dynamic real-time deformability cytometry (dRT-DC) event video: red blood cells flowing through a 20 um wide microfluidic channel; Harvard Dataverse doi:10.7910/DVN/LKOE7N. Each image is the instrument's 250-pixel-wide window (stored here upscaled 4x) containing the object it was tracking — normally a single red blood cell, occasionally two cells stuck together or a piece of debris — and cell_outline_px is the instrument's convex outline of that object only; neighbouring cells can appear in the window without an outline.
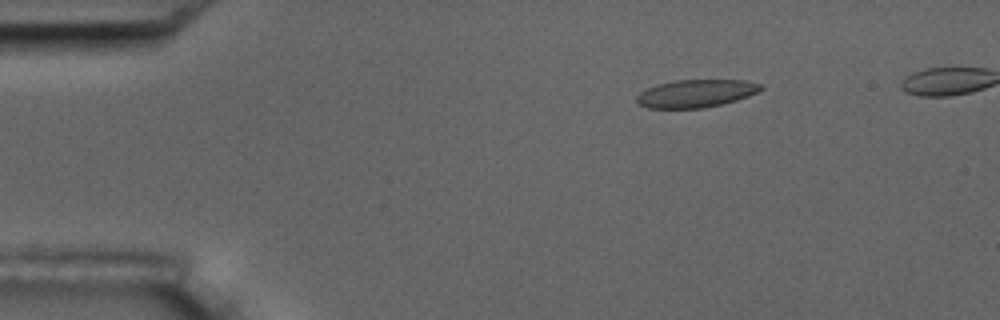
{"species": "common noctule bat (a hibernating species)", "species_latin": "Nyctalus noctula", "temperature_condition": "room temperature", "stored_images_in_passage": 6, "camera_frame_rate_fps": 3000, "um_per_image_px": 0.085, "animal": {"sex": "male", "body_mass_g": 17.5, "forearm_length_mm": 52.3}, "frame": {"image": 1, "passage_image": 3, "time_ms": 2.333, "image_size_px": [1000, 320], "cell_outline_px": [[764, 88], [748, 96], [736, 100], [704, 108], [648, 108], [640, 104], [636, 100], [636, 96], [640, 92], [656, 84], [676, 80], [744, 80], [764, 84]], "centroid_in_image_um": [59.17, 7.93], "position_along_channel_um": 25.8, "area_um2": 20.06}}